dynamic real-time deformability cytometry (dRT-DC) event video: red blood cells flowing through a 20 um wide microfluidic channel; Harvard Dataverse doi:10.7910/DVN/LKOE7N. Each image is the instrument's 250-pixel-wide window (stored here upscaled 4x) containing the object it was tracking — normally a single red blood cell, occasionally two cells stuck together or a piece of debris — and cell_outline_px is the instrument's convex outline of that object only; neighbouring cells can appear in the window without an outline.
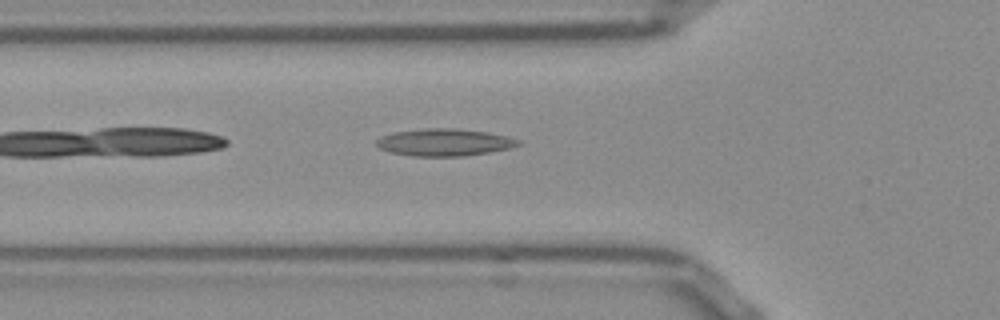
{"species": "Egyptian fruit bat (a non-hibernating species)", "species_latin": "Rousettus aegyptiacus", "temperature_condition": "room temperature", "stored_images_in_passage": 39, "camera_frame_rate_fps": 3000, "um_per_image_px": 0.085, "frame": {"image": 1, "passage_image": 4, "time_ms": 1.0, "image_size_px": [1000, 320], "cell_outline_px": [[520, 144], [508, 148], [488, 152], [464, 156], [412, 156], [392, 152], [380, 148], [376, 144], [376, 140], [380, 136], [392, 132], [424, 128], [456, 128], [488, 132], [508, 136], [520, 140]], "centroid_in_image_um": [37.75, 12.08], "position_along_channel_um": 88.1, "area_um2": 22.48}}
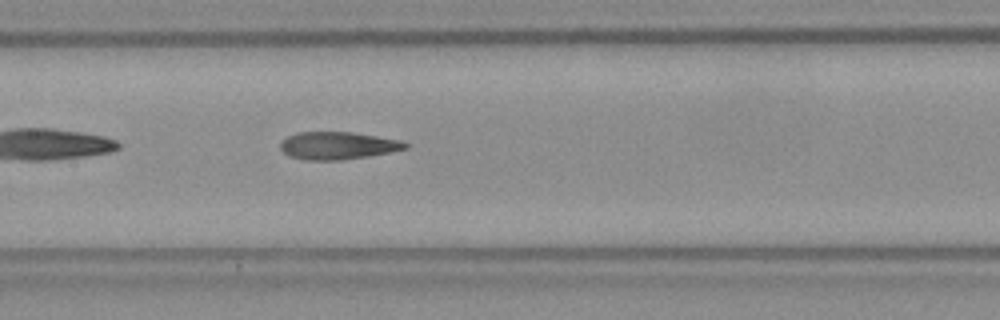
{"frame": {"image": 2, "passage_image": 11, "time_ms": 3.333, "image_size_px": [1000, 320], "cell_outline_px": [[408, 148], [368, 156], [340, 160], [308, 160], [288, 156], [280, 148], [280, 144], [288, 136], [296, 132], [352, 132], [400, 140], [408, 144]], "centroid_in_image_um": [28.69, 12.37], "position_along_channel_um": 178.7, "area_um2": 19.88}}
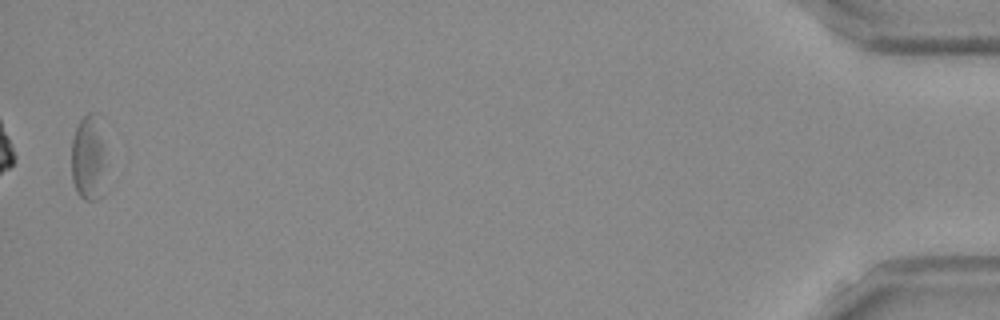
{"frame": {"image": 3, "passage_image": 38, "time_ms": 12.333, "image_size_px": [1000, 320], "cell_outline_px": [[100, 196], [96, 200], [84, 200], [76, 192], [72, 180], [72, 140], [76, 128], [80, 120], [88, 112], [96, 112], [100, 140]], "centroid_in_image_um": [7.38, 13.43], "position_along_channel_um": 427.8, "area_um2": 15.49}, "authors_computed_cell_mechanics": {"area_um2": 20.1722, "velocity_mm_per_s": 3.8467, "shape_relaxation_time_tau1_ms": null, "shape_relaxation_time_tau2_ms": 3.8103, "deformation_change_tau1": null, "deformation_change_tau2": 0.14}}